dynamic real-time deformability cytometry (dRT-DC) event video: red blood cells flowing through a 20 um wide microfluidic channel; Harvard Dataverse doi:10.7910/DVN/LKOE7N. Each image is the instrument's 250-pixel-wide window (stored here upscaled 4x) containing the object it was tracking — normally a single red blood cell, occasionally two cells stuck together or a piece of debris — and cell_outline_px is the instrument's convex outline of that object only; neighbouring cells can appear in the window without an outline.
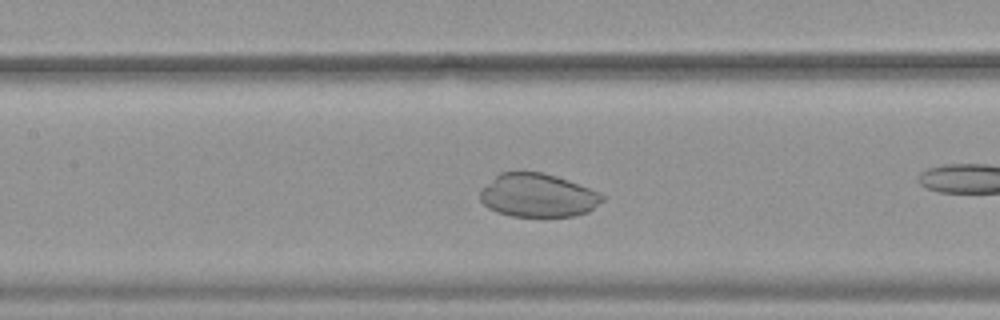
{"species": "common noctule bat (a hibernating species)", "species_latin": "Nyctalus noctula", "temperature_condition": "warm", "stored_images_in_passage": 40, "camera_frame_rate_fps": 3000, "um_per_image_px": 0.085, "animal": {"sex": "female", "body_mass_g": 19.9}, "frame": {"image": 1, "passage_image": 23, "time_ms": 7.333, "image_size_px": [1000, 320], "cell_outline_px": [[604, 200], [588, 212], [572, 216], [512, 216], [496, 212], [488, 208], [480, 200], [480, 188], [500, 172], [540, 172], [556, 176], [568, 180], [588, 188], [604, 196]], "centroid_in_image_um": [45.67, 16.61], "position_along_channel_um": 161.7, "area_um2": 30.81}}
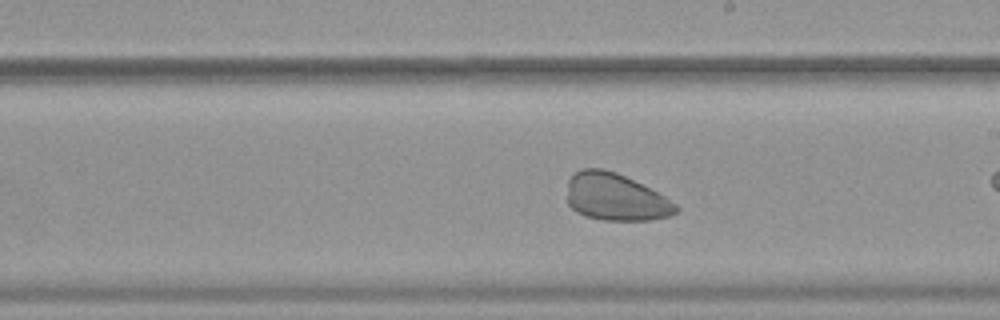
{"frame": {"image": 2, "passage_image": 29, "time_ms": 9.333, "image_size_px": [1000, 320], "cell_outline_px": [[680, 208], [676, 212], [668, 216], [652, 220], [604, 220], [584, 216], [576, 212], [568, 204], [568, 180], [580, 168], [604, 168], [616, 172], [664, 196], [676, 204]], "centroid_in_image_um": [52.3, 16.76], "position_along_channel_um": 236.7, "area_um2": 29.77}}